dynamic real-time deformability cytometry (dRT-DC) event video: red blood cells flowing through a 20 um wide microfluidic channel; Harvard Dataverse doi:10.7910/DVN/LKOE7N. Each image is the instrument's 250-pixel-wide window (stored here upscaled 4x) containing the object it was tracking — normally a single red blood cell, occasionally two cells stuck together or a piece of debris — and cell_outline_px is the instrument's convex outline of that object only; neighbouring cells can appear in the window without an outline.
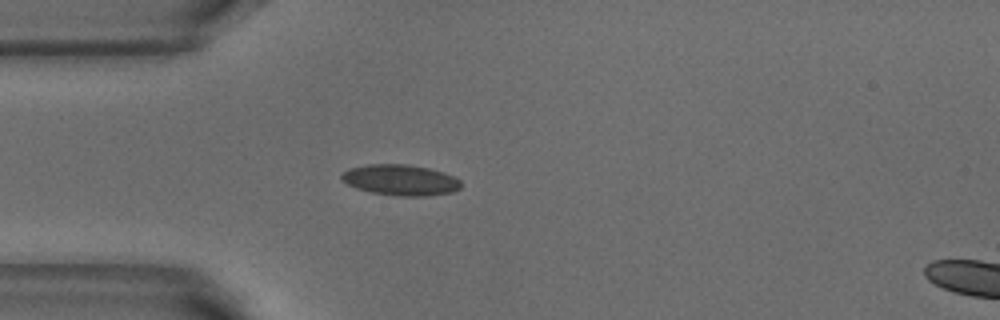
{"species": "common noctule bat (a hibernating species)", "species_latin": "Nyctalus noctula", "temperature_condition": "warm", "stored_images_in_passage": 2, "camera_frame_rate_fps": 3000, "um_per_image_px": 0.085, "animal": {"sex": "male", "body_mass_g": 18.8}, "frame": {"image": 1, "passage_image": 1, "time_ms": 0.0, "image_size_px": [1000, 320], "cell_outline_px": [[460, 188], [452, 192], [428, 196], [400, 196], [372, 192], [356, 188], [340, 180], [340, 176], [348, 168], [368, 164], [408, 164], [428, 168], [444, 172], [460, 180]], "centroid_in_image_um": [34.02, 15.29], "position_along_channel_um": 51.0, "area_um2": 21.44}}